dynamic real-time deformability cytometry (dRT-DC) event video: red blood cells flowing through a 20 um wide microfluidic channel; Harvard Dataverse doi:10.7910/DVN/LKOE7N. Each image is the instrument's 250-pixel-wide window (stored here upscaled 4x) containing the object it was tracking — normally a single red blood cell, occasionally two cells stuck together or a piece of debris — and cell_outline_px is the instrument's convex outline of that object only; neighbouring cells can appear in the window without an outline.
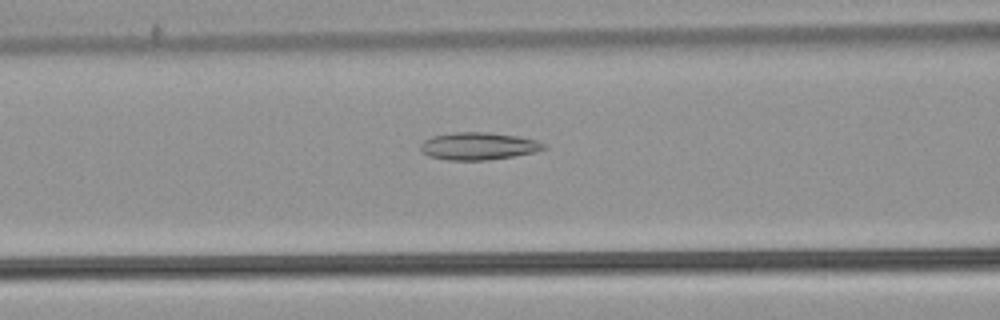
{"species": "common noctule bat (a hibernating species)", "species_latin": "Nyctalus noctula", "temperature_condition": "warm", "stored_images_in_passage": 47, "camera_frame_rate_fps": 3000, "um_per_image_px": 0.085, "animal": {"sex": "male", "body_mass_g": 21.5, "forearm_length_mm": 52.0}, "frame": {"image": 1, "passage_image": 16, "time_ms": 5.0, "image_size_px": [1000, 320], "cell_outline_px": [[548, 148], [536, 152], [488, 160], [448, 160], [428, 156], [420, 148], [420, 144], [424, 140], [432, 136], [456, 132], [488, 132], [516, 136], [536, 140], [544, 144]], "centroid_in_image_um": [40.67, 12.42], "position_along_channel_um": 125.9, "area_um2": 19.65}}
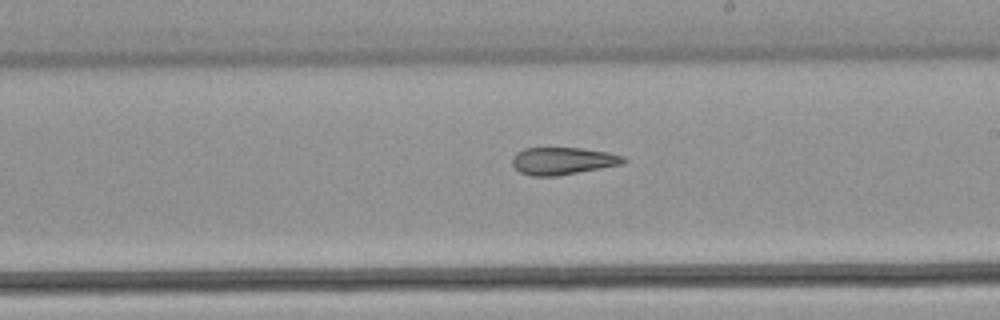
{"frame": {"image": 2, "passage_image": 25, "time_ms": 8.0, "image_size_px": [1000, 320], "cell_outline_px": [[628, 160], [624, 164], [556, 176], [532, 176], [520, 172], [512, 164], [512, 156], [516, 152], [524, 148], [580, 148], [608, 152], [624, 156]], "centroid_in_image_um": [47.85, 13.67], "position_along_channel_um": 241.2, "area_um2": 17.8}}
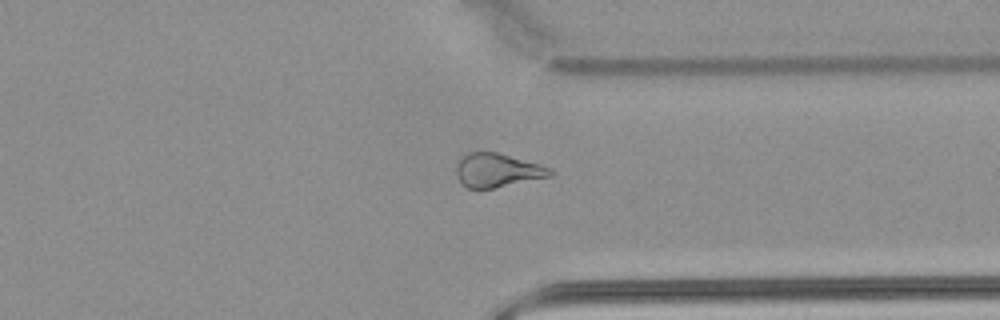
{"frame": {"image": 3, "passage_image": 35, "time_ms": 11.333, "image_size_px": [1000, 320], "cell_outline_px": [[556, 172], [552, 176], [492, 188], [468, 188], [460, 184], [456, 172], [456, 164], [468, 152], [496, 152], [540, 164], [552, 168]], "centroid_in_image_um": [42.3, 14.48], "position_along_channel_um": 369.1, "area_um2": 18.44}, "authors_computed_cell_mechanics": {"area_um2": 19.8254, "velocity_mm_per_s": 3.8493, "shape_relaxation_time_tau1_ms": null, "shape_relaxation_time_tau2_ms": 3.6555, "deformation_change_tau1": null, "deformation_change_tau2": 0.1396}}